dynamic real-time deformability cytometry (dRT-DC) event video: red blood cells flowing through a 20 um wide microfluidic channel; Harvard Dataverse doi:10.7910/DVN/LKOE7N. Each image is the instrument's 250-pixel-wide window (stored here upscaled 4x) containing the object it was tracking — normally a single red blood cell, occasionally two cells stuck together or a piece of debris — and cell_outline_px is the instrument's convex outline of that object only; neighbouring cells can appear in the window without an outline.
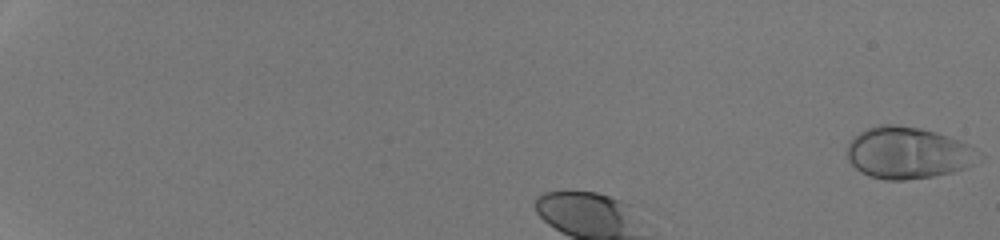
{"species": "human", "species_latin": "Homo sapiens", "temperature_condition": "room temperature", "stored_images_in_passage": 36, "camera_frame_rate_fps": 3000, "um_per_image_px": 0.085, "donor": {"sex": "male"}, "frame": {"image": 1, "passage_image": 1, "time_ms": 0.0, "image_size_px": [1000, 240], "cell_outline_px": [[984, 160], [964, 168], [952, 172], [932, 176], [904, 180], [888, 180], [868, 176], [860, 172], [848, 160], [848, 144], [852, 136], [868, 128], [880, 124], [892, 124], [920, 128], [936, 132], [960, 140], [968, 144]], "centroid_in_image_um": [77.17, 12.99], "position_along_channel_um": 7.8, "area_um2": 39.71}}
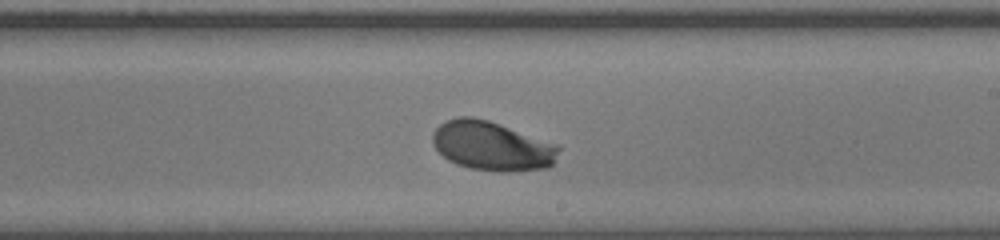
{"frame": {"image": 2, "passage_image": 24, "time_ms": 7.667, "image_size_px": [1000, 240], "cell_outline_px": [[560, 148], [552, 164], [548, 168], [512, 172], [500, 172], [472, 168], [456, 164], [448, 160], [432, 144], [432, 132], [444, 120], [456, 116], [472, 116], [488, 120], [560, 144]], "centroid_in_image_um": [41.82, 12.39], "position_along_channel_um": 247.2, "area_um2": 36.59}}
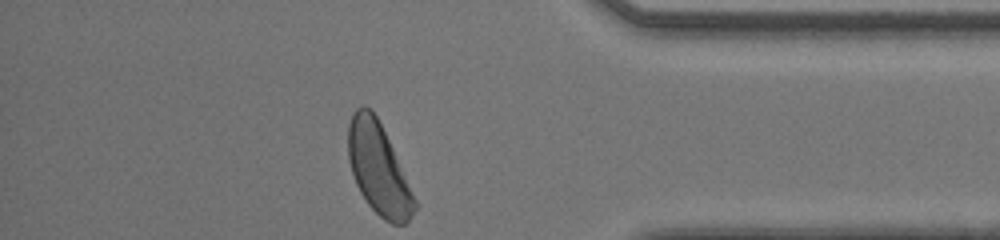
{"frame": {"image": 3, "passage_image": 36, "time_ms": 11.667, "image_size_px": [1000, 240], "cell_outline_px": [[420, 204], [412, 216], [404, 224], [392, 224], [384, 220], [368, 204], [360, 192], [356, 184], [348, 160], [348, 124], [352, 112], [360, 104], [364, 104], [372, 108]], "centroid_in_image_um": [32.18, 14.35], "position_along_channel_um": 403.0, "area_um2": 35.55}, "authors_computed_cell_mechanics": {"area_um2": 34.8245, "velocity_mm_per_s": 4.2345, "shape_relaxation_time_tau1_ms": 1.9002, "shape_relaxation_time_tau2_ms": null, "deformation_change_tau1": 0.1218, "deformation_change_tau2": null}}